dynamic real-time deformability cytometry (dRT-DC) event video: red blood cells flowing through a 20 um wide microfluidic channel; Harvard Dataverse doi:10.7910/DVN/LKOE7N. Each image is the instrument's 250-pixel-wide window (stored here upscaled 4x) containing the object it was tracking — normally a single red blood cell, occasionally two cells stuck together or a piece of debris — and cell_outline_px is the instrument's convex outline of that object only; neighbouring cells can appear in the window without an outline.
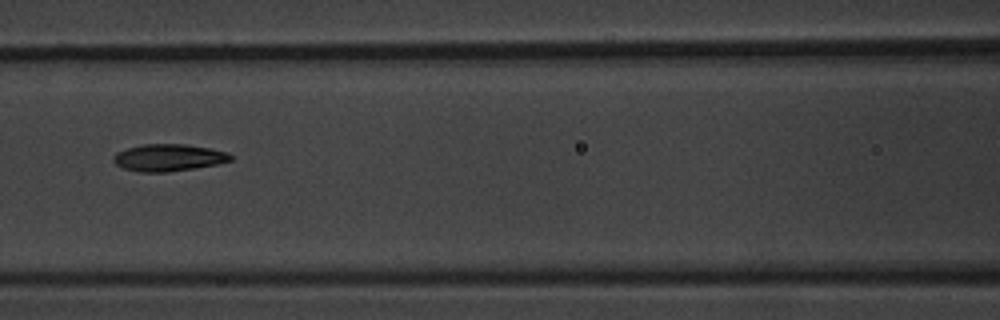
{"species": "common noctule bat (a hibernating species)", "species_latin": "Nyctalus noctula", "temperature_condition": "warm", "stored_images_in_passage": 8, "camera_frame_rate_fps": 3000, "um_per_image_px": 0.085, "animal": {"sex": "male", "body_mass_g": 20.1, "forearm_length_mm": 53.5}, "frame": {"image": 1, "passage_image": 7, "time_ms": 8.0, "image_size_px": [1000, 320], "cell_outline_px": [[232, 160], [216, 164], [168, 172], [140, 172], [124, 168], [116, 164], [112, 160], [112, 156], [116, 152], [140, 144], [188, 144], [228, 152], [232, 156]], "centroid_in_image_um": [14.29, 13.39], "position_along_channel_um": 152.3, "area_um2": 18.44}}
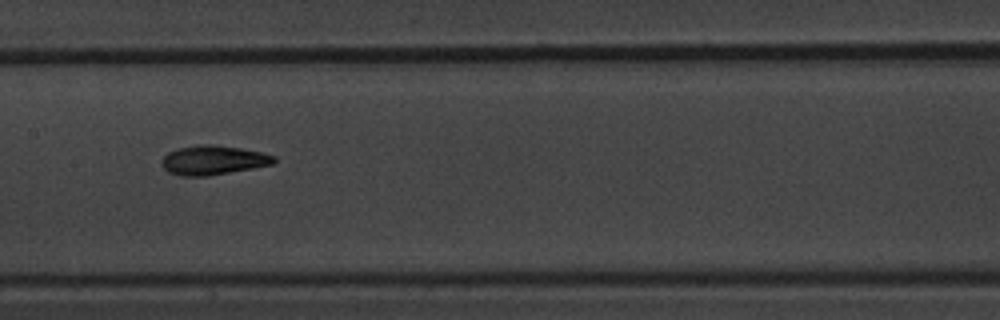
{"frame": {"image": 2, "passage_image": 8, "time_ms": 9.0, "image_size_px": [1000, 320], "cell_outline_px": [[276, 160], [272, 164], [252, 168], [208, 176], [180, 176], [168, 172], [160, 164], [160, 160], [168, 152], [180, 148], [200, 144], [208, 144], [240, 148], [260, 152], [276, 156]], "centroid_in_image_um": [18.08, 13.62], "position_along_channel_um": 189.3, "area_um2": 19.07}}